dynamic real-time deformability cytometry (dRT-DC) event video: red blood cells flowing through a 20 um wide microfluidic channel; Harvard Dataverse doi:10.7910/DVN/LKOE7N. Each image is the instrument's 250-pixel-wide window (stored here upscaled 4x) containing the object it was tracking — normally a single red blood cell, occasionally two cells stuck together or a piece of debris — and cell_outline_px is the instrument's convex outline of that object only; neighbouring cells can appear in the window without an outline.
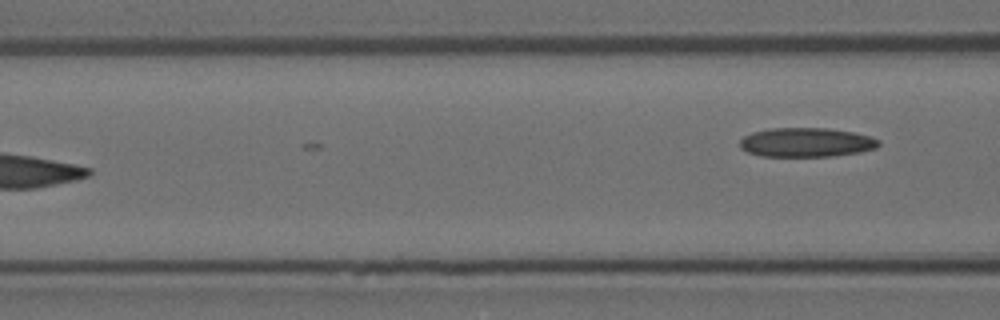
{"species": "Egyptian fruit bat (a non-hibernating species)", "species_latin": "Rousettus aegyptiacus", "temperature_condition": "room temperature", "stored_images_in_passage": 7, "camera_frame_rate_fps": 3000, "um_per_image_px": 0.085, "animal": {"sex": "female"}, "frame": {"image": 1, "passage_image": 7, "time_ms": 2.0, "image_size_px": [1000, 320], "cell_outline_px": [[880, 144], [876, 148], [860, 152], [832, 156], [760, 156], [748, 152], [740, 148], [740, 140], [744, 136], [752, 132], [768, 128], [828, 128], [852, 132], [872, 136], [880, 140]], "centroid_in_image_um": [68.54, 12.1], "position_along_channel_um": 98.1, "area_um2": 23.76}}